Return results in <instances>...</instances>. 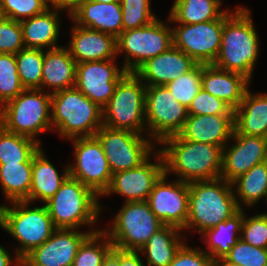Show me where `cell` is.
I'll use <instances>...</instances> for the list:
<instances>
[{
  "label": "cell",
  "instance_id": "50",
  "mask_svg": "<svg viewBox=\"0 0 267 266\" xmlns=\"http://www.w3.org/2000/svg\"><path fill=\"white\" fill-rule=\"evenodd\" d=\"M46 5L48 6V3L52 4L53 9H63L64 10V0H45Z\"/></svg>",
  "mask_w": 267,
  "mask_h": 266
},
{
  "label": "cell",
  "instance_id": "3",
  "mask_svg": "<svg viewBox=\"0 0 267 266\" xmlns=\"http://www.w3.org/2000/svg\"><path fill=\"white\" fill-rule=\"evenodd\" d=\"M232 186L223 178L189 182L188 219L184 229L197 227L203 233L242 209Z\"/></svg>",
  "mask_w": 267,
  "mask_h": 266
},
{
  "label": "cell",
  "instance_id": "45",
  "mask_svg": "<svg viewBox=\"0 0 267 266\" xmlns=\"http://www.w3.org/2000/svg\"><path fill=\"white\" fill-rule=\"evenodd\" d=\"M169 266H214V261L206 252L183 244Z\"/></svg>",
  "mask_w": 267,
  "mask_h": 266
},
{
  "label": "cell",
  "instance_id": "10",
  "mask_svg": "<svg viewBox=\"0 0 267 266\" xmlns=\"http://www.w3.org/2000/svg\"><path fill=\"white\" fill-rule=\"evenodd\" d=\"M172 45V29L158 19L147 26L123 31L116 38L117 54L126 51V62L122 68L129 73H135L144 63Z\"/></svg>",
  "mask_w": 267,
  "mask_h": 266
},
{
  "label": "cell",
  "instance_id": "38",
  "mask_svg": "<svg viewBox=\"0 0 267 266\" xmlns=\"http://www.w3.org/2000/svg\"><path fill=\"white\" fill-rule=\"evenodd\" d=\"M166 86L179 103L189 108L192 99L202 89V64H197L191 71Z\"/></svg>",
  "mask_w": 267,
  "mask_h": 266
},
{
  "label": "cell",
  "instance_id": "48",
  "mask_svg": "<svg viewBox=\"0 0 267 266\" xmlns=\"http://www.w3.org/2000/svg\"><path fill=\"white\" fill-rule=\"evenodd\" d=\"M11 263L9 253L0 245V266H10Z\"/></svg>",
  "mask_w": 267,
  "mask_h": 266
},
{
  "label": "cell",
  "instance_id": "5",
  "mask_svg": "<svg viewBox=\"0 0 267 266\" xmlns=\"http://www.w3.org/2000/svg\"><path fill=\"white\" fill-rule=\"evenodd\" d=\"M13 207L0 205V226L15 237L20 245L16 249L17 266L35 248L47 241L57 229L46 205L29 209L27 201H13Z\"/></svg>",
  "mask_w": 267,
  "mask_h": 266
},
{
  "label": "cell",
  "instance_id": "30",
  "mask_svg": "<svg viewBox=\"0 0 267 266\" xmlns=\"http://www.w3.org/2000/svg\"><path fill=\"white\" fill-rule=\"evenodd\" d=\"M244 211L239 209L227 220L218 223L215 227L203 232L207 236L206 243L210 251L206 253L213 261L224 258L231 248L241 239V235L236 236L235 232L241 231V225L244 218Z\"/></svg>",
  "mask_w": 267,
  "mask_h": 266
},
{
  "label": "cell",
  "instance_id": "18",
  "mask_svg": "<svg viewBox=\"0 0 267 266\" xmlns=\"http://www.w3.org/2000/svg\"><path fill=\"white\" fill-rule=\"evenodd\" d=\"M237 143L222 149L221 176L229 183L249 171L253 166L267 160V138L232 134ZM226 149V150H225Z\"/></svg>",
  "mask_w": 267,
  "mask_h": 266
},
{
  "label": "cell",
  "instance_id": "34",
  "mask_svg": "<svg viewBox=\"0 0 267 266\" xmlns=\"http://www.w3.org/2000/svg\"><path fill=\"white\" fill-rule=\"evenodd\" d=\"M236 193L247 206L257 203L267 193V160L253 166L232 182Z\"/></svg>",
  "mask_w": 267,
  "mask_h": 266
},
{
  "label": "cell",
  "instance_id": "1",
  "mask_svg": "<svg viewBox=\"0 0 267 266\" xmlns=\"http://www.w3.org/2000/svg\"><path fill=\"white\" fill-rule=\"evenodd\" d=\"M167 145L159 150L164 159L165 174L174 172L180 181L214 180L221 176L222 147L209 143L192 142L179 134L164 139Z\"/></svg>",
  "mask_w": 267,
  "mask_h": 266
},
{
  "label": "cell",
  "instance_id": "43",
  "mask_svg": "<svg viewBox=\"0 0 267 266\" xmlns=\"http://www.w3.org/2000/svg\"><path fill=\"white\" fill-rule=\"evenodd\" d=\"M24 48L20 22L3 17L0 20V53L17 54Z\"/></svg>",
  "mask_w": 267,
  "mask_h": 266
},
{
  "label": "cell",
  "instance_id": "11",
  "mask_svg": "<svg viewBox=\"0 0 267 266\" xmlns=\"http://www.w3.org/2000/svg\"><path fill=\"white\" fill-rule=\"evenodd\" d=\"M188 115V108L175 99L166 85L146 86V127L154 140L161 143L170 136L178 135Z\"/></svg>",
  "mask_w": 267,
  "mask_h": 266
},
{
  "label": "cell",
  "instance_id": "22",
  "mask_svg": "<svg viewBox=\"0 0 267 266\" xmlns=\"http://www.w3.org/2000/svg\"><path fill=\"white\" fill-rule=\"evenodd\" d=\"M70 16L81 27L108 33L115 38L123 32L120 2L108 4L83 0L75 6Z\"/></svg>",
  "mask_w": 267,
  "mask_h": 266
},
{
  "label": "cell",
  "instance_id": "13",
  "mask_svg": "<svg viewBox=\"0 0 267 266\" xmlns=\"http://www.w3.org/2000/svg\"><path fill=\"white\" fill-rule=\"evenodd\" d=\"M224 22L225 13L217 20L181 24L172 29L173 46L198 64H213L221 48Z\"/></svg>",
  "mask_w": 267,
  "mask_h": 266
},
{
  "label": "cell",
  "instance_id": "9",
  "mask_svg": "<svg viewBox=\"0 0 267 266\" xmlns=\"http://www.w3.org/2000/svg\"><path fill=\"white\" fill-rule=\"evenodd\" d=\"M112 230L105 233L114 247L139 251L164 224L146 201L125 202L115 216Z\"/></svg>",
  "mask_w": 267,
  "mask_h": 266
},
{
  "label": "cell",
  "instance_id": "15",
  "mask_svg": "<svg viewBox=\"0 0 267 266\" xmlns=\"http://www.w3.org/2000/svg\"><path fill=\"white\" fill-rule=\"evenodd\" d=\"M166 177L164 173L154 184L146 202L164 225L184 229L188 219L189 183L177 180L167 184Z\"/></svg>",
  "mask_w": 267,
  "mask_h": 266
},
{
  "label": "cell",
  "instance_id": "24",
  "mask_svg": "<svg viewBox=\"0 0 267 266\" xmlns=\"http://www.w3.org/2000/svg\"><path fill=\"white\" fill-rule=\"evenodd\" d=\"M250 80L239 73L202 64V88L223 100L233 110L240 106Z\"/></svg>",
  "mask_w": 267,
  "mask_h": 266
},
{
  "label": "cell",
  "instance_id": "17",
  "mask_svg": "<svg viewBox=\"0 0 267 266\" xmlns=\"http://www.w3.org/2000/svg\"><path fill=\"white\" fill-rule=\"evenodd\" d=\"M75 230L57 228L47 241L21 261V266H72L80 245L93 233Z\"/></svg>",
  "mask_w": 267,
  "mask_h": 266
},
{
  "label": "cell",
  "instance_id": "6",
  "mask_svg": "<svg viewBox=\"0 0 267 266\" xmlns=\"http://www.w3.org/2000/svg\"><path fill=\"white\" fill-rule=\"evenodd\" d=\"M51 94L24 89L0 107V125L7 131L35 140L36 134L52 129Z\"/></svg>",
  "mask_w": 267,
  "mask_h": 266
},
{
  "label": "cell",
  "instance_id": "8",
  "mask_svg": "<svg viewBox=\"0 0 267 266\" xmlns=\"http://www.w3.org/2000/svg\"><path fill=\"white\" fill-rule=\"evenodd\" d=\"M146 85L127 72L117 83L114 93L102 109L103 126L141 134L145 130Z\"/></svg>",
  "mask_w": 267,
  "mask_h": 266
},
{
  "label": "cell",
  "instance_id": "27",
  "mask_svg": "<svg viewBox=\"0 0 267 266\" xmlns=\"http://www.w3.org/2000/svg\"><path fill=\"white\" fill-rule=\"evenodd\" d=\"M68 176L69 166L60 176L56 168L45 158L40 148L33 156L29 203L35 199H41L46 203L55 195Z\"/></svg>",
  "mask_w": 267,
  "mask_h": 266
},
{
  "label": "cell",
  "instance_id": "29",
  "mask_svg": "<svg viewBox=\"0 0 267 266\" xmlns=\"http://www.w3.org/2000/svg\"><path fill=\"white\" fill-rule=\"evenodd\" d=\"M180 228L171 225H164L155 232L139 252L147 251L149 266H169L175 254L184 244L179 241L178 231Z\"/></svg>",
  "mask_w": 267,
  "mask_h": 266
},
{
  "label": "cell",
  "instance_id": "21",
  "mask_svg": "<svg viewBox=\"0 0 267 266\" xmlns=\"http://www.w3.org/2000/svg\"><path fill=\"white\" fill-rule=\"evenodd\" d=\"M234 131V114L188 115L179 135L188 141L224 148Z\"/></svg>",
  "mask_w": 267,
  "mask_h": 266
},
{
  "label": "cell",
  "instance_id": "41",
  "mask_svg": "<svg viewBox=\"0 0 267 266\" xmlns=\"http://www.w3.org/2000/svg\"><path fill=\"white\" fill-rule=\"evenodd\" d=\"M224 258L242 266H267V249L252 246L240 239Z\"/></svg>",
  "mask_w": 267,
  "mask_h": 266
},
{
  "label": "cell",
  "instance_id": "7",
  "mask_svg": "<svg viewBox=\"0 0 267 266\" xmlns=\"http://www.w3.org/2000/svg\"><path fill=\"white\" fill-rule=\"evenodd\" d=\"M97 195L71 176L45 205L56 228L77 229L94 224L100 212Z\"/></svg>",
  "mask_w": 267,
  "mask_h": 266
},
{
  "label": "cell",
  "instance_id": "42",
  "mask_svg": "<svg viewBox=\"0 0 267 266\" xmlns=\"http://www.w3.org/2000/svg\"><path fill=\"white\" fill-rule=\"evenodd\" d=\"M189 115L234 114V110L223 100L206 92L203 88L192 99L188 108Z\"/></svg>",
  "mask_w": 267,
  "mask_h": 266
},
{
  "label": "cell",
  "instance_id": "12",
  "mask_svg": "<svg viewBox=\"0 0 267 266\" xmlns=\"http://www.w3.org/2000/svg\"><path fill=\"white\" fill-rule=\"evenodd\" d=\"M95 137L103 147L113 174L136 168L150 159L153 146L141 134L102 125Z\"/></svg>",
  "mask_w": 267,
  "mask_h": 266
},
{
  "label": "cell",
  "instance_id": "33",
  "mask_svg": "<svg viewBox=\"0 0 267 266\" xmlns=\"http://www.w3.org/2000/svg\"><path fill=\"white\" fill-rule=\"evenodd\" d=\"M40 142L5 130L0 125V164L33 162Z\"/></svg>",
  "mask_w": 267,
  "mask_h": 266
},
{
  "label": "cell",
  "instance_id": "2",
  "mask_svg": "<svg viewBox=\"0 0 267 266\" xmlns=\"http://www.w3.org/2000/svg\"><path fill=\"white\" fill-rule=\"evenodd\" d=\"M249 10L225 12L221 48L213 65L244 75L249 80L258 57L259 40Z\"/></svg>",
  "mask_w": 267,
  "mask_h": 266
},
{
  "label": "cell",
  "instance_id": "35",
  "mask_svg": "<svg viewBox=\"0 0 267 266\" xmlns=\"http://www.w3.org/2000/svg\"><path fill=\"white\" fill-rule=\"evenodd\" d=\"M20 82L24 89H41L44 50L24 48L15 54Z\"/></svg>",
  "mask_w": 267,
  "mask_h": 266
},
{
  "label": "cell",
  "instance_id": "16",
  "mask_svg": "<svg viewBox=\"0 0 267 266\" xmlns=\"http://www.w3.org/2000/svg\"><path fill=\"white\" fill-rule=\"evenodd\" d=\"M115 59L77 63L75 87L103 109L119 80L127 73L113 64Z\"/></svg>",
  "mask_w": 267,
  "mask_h": 266
},
{
  "label": "cell",
  "instance_id": "51",
  "mask_svg": "<svg viewBox=\"0 0 267 266\" xmlns=\"http://www.w3.org/2000/svg\"><path fill=\"white\" fill-rule=\"evenodd\" d=\"M214 266H242V265L230 263L225 258H219V259L214 261Z\"/></svg>",
  "mask_w": 267,
  "mask_h": 266
},
{
  "label": "cell",
  "instance_id": "46",
  "mask_svg": "<svg viewBox=\"0 0 267 266\" xmlns=\"http://www.w3.org/2000/svg\"><path fill=\"white\" fill-rule=\"evenodd\" d=\"M120 266H144L139 251L120 249Z\"/></svg>",
  "mask_w": 267,
  "mask_h": 266
},
{
  "label": "cell",
  "instance_id": "49",
  "mask_svg": "<svg viewBox=\"0 0 267 266\" xmlns=\"http://www.w3.org/2000/svg\"><path fill=\"white\" fill-rule=\"evenodd\" d=\"M83 0H64V9H68L69 13H71L75 6Z\"/></svg>",
  "mask_w": 267,
  "mask_h": 266
},
{
  "label": "cell",
  "instance_id": "47",
  "mask_svg": "<svg viewBox=\"0 0 267 266\" xmlns=\"http://www.w3.org/2000/svg\"><path fill=\"white\" fill-rule=\"evenodd\" d=\"M101 266H120V249L113 247L112 251L106 256Z\"/></svg>",
  "mask_w": 267,
  "mask_h": 266
},
{
  "label": "cell",
  "instance_id": "32",
  "mask_svg": "<svg viewBox=\"0 0 267 266\" xmlns=\"http://www.w3.org/2000/svg\"><path fill=\"white\" fill-rule=\"evenodd\" d=\"M32 162L19 164H0V183L10 202H29L31 188Z\"/></svg>",
  "mask_w": 267,
  "mask_h": 266
},
{
  "label": "cell",
  "instance_id": "14",
  "mask_svg": "<svg viewBox=\"0 0 267 266\" xmlns=\"http://www.w3.org/2000/svg\"><path fill=\"white\" fill-rule=\"evenodd\" d=\"M73 140L76 165H69V176L90 188L97 196L104 195L113 173L101 143L95 136Z\"/></svg>",
  "mask_w": 267,
  "mask_h": 266
},
{
  "label": "cell",
  "instance_id": "53",
  "mask_svg": "<svg viewBox=\"0 0 267 266\" xmlns=\"http://www.w3.org/2000/svg\"><path fill=\"white\" fill-rule=\"evenodd\" d=\"M2 10H1V4H0V20L3 18Z\"/></svg>",
  "mask_w": 267,
  "mask_h": 266
},
{
  "label": "cell",
  "instance_id": "39",
  "mask_svg": "<svg viewBox=\"0 0 267 266\" xmlns=\"http://www.w3.org/2000/svg\"><path fill=\"white\" fill-rule=\"evenodd\" d=\"M120 3L123 31L147 26L157 19L150 11L149 0H120Z\"/></svg>",
  "mask_w": 267,
  "mask_h": 266
},
{
  "label": "cell",
  "instance_id": "25",
  "mask_svg": "<svg viewBox=\"0 0 267 266\" xmlns=\"http://www.w3.org/2000/svg\"><path fill=\"white\" fill-rule=\"evenodd\" d=\"M76 66L75 59L65 47L49 49L44 53L41 90L48 86L55 93L75 87Z\"/></svg>",
  "mask_w": 267,
  "mask_h": 266
},
{
  "label": "cell",
  "instance_id": "26",
  "mask_svg": "<svg viewBox=\"0 0 267 266\" xmlns=\"http://www.w3.org/2000/svg\"><path fill=\"white\" fill-rule=\"evenodd\" d=\"M233 134L267 138V94L252 95L247 90L234 110Z\"/></svg>",
  "mask_w": 267,
  "mask_h": 266
},
{
  "label": "cell",
  "instance_id": "37",
  "mask_svg": "<svg viewBox=\"0 0 267 266\" xmlns=\"http://www.w3.org/2000/svg\"><path fill=\"white\" fill-rule=\"evenodd\" d=\"M23 90L15 54L0 53V107L14 99Z\"/></svg>",
  "mask_w": 267,
  "mask_h": 266
},
{
  "label": "cell",
  "instance_id": "23",
  "mask_svg": "<svg viewBox=\"0 0 267 266\" xmlns=\"http://www.w3.org/2000/svg\"><path fill=\"white\" fill-rule=\"evenodd\" d=\"M68 48L76 63L115 59L116 38L108 33L75 25Z\"/></svg>",
  "mask_w": 267,
  "mask_h": 266
},
{
  "label": "cell",
  "instance_id": "44",
  "mask_svg": "<svg viewBox=\"0 0 267 266\" xmlns=\"http://www.w3.org/2000/svg\"><path fill=\"white\" fill-rule=\"evenodd\" d=\"M243 218L241 239L258 248L267 249V213Z\"/></svg>",
  "mask_w": 267,
  "mask_h": 266
},
{
  "label": "cell",
  "instance_id": "28",
  "mask_svg": "<svg viewBox=\"0 0 267 266\" xmlns=\"http://www.w3.org/2000/svg\"><path fill=\"white\" fill-rule=\"evenodd\" d=\"M58 9H47L44 13L20 21L25 48H57L59 34ZM43 47V48H42Z\"/></svg>",
  "mask_w": 267,
  "mask_h": 266
},
{
  "label": "cell",
  "instance_id": "52",
  "mask_svg": "<svg viewBox=\"0 0 267 266\" xmlns=\"http://www.w3.org/2000/svg\"><path fill=\"white\" fill-rule=\"evenodd\" d=\"M94 2H100V3H112V2H120V0H91Z\"/></svg>",
  "mask_w": 267,
  "mask_h": 266
},
{
  "label": "cell",
  "instance_id": "4",
  "mask_svg": "<svg viewBox=\"0 0 267 266\" xmlns=\"http://www.w3.org/2000/svg\"><path fill=\"white\" fill-rule=\"evenodd\" d=\"M51 108V123L62 137H93L103 125L102 109L76 87L51 93Z\"/></svg>",
  "mask_w": 267,
  "mask_h": 266
},
{
  "label": "cell",
  "instance_id": "19",
  "mask_svg": "<svg viewBox=\"0 0 267 266\" xmlns=\"http://www.w3.org/2000/svg\"><path fill=\"white\" fill-rule=\"evenodd\" d=\"M156 154L158 163L147 159L136 168L114 173L104 195L115 192L127 197L125 202L146 201L154 184L165 173L163 156L160 151Z\"/></svg>",
  "mask_w": 267,
  "mask_h": 266
},
{
  "label": "cell",
  "instance_id": "40",
  "mask_svg": "<svg viewBox=\"0 0 267 266\" xmlns=\"http://www.w3.org/2000/svg\"><path fill=\"white\" fill-rule=\"evenodd\" d=\"M0 4L5 18L19 22L24 20V17L31 18L50 8L46 5L45 0H0Z\"/></svg>",
  "mask_w": 267,
  "mask_h": 266
},
{
  "label": "cell",
  "instance_id": "36",
  "mask_svg": "<svg viewBox=\"0 0 267 266\" xmlns=\"http://www.w3.org/2000/svg\"><path fill=\"white\" fill-rule=\"evenodd\" d=\"M105 236L108 238L106 242L103 241L102 244H99L98 240L105 239ZM113 247L114 245L104 230H94L80 245L72 266H101Z\"/></svg>",
  "mask_w": 267,
  "mask_h": 266
},
{
  "label": "cell",
  "instance_id": "20",
  "mask_svg": "<svg viewBox=\"0 0 267 266\" xmlns=\"http://www.w3.org/2000/svg\"><path fill=\"white\" fill-rule=\"evenodd\" d=\"M196 63L187 54L173 45L165 52L144 63L135 74L146 86L167 85L171 81L191 71Z\"/></svg>",
  "mask_w": 267,
  "mask_h": 266
},
{
  "label": "cell",
  "instance_id": "31",
  "mask_svg": "<svg viewBox=\"0 0 267 266\" xmlns=\"http://www.w3.org/2000/svg\"><path fill=\"white\" fill-rule=\"evenodd\" d=\"M220 0H176L168 20L180 24H197L219 19L226 11H219Z\"/></svg>",
  "mask_w": 267,
  "mask_h": 266
}]
</instances>
